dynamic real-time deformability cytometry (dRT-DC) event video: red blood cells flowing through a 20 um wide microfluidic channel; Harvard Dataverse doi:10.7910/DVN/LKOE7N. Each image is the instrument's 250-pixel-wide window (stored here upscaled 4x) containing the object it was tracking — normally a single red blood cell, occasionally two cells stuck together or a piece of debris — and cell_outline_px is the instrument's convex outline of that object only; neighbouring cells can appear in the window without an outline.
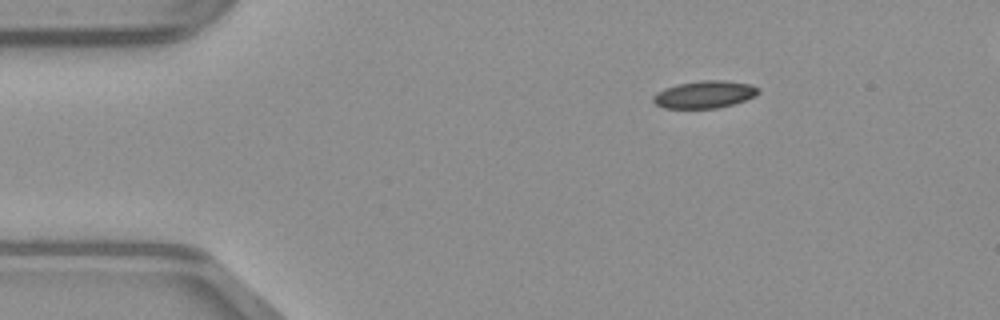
{"species": "common noctule bat (a hibernating species)", "species_latin": "Nyctalus noctula", "temperature_condition": "warm", "stored_images_in_passage": 43, "camera_frame_rate_fps": 3000, "um_per_image_px": 0.085, "animal": {"sex": "male", "body_mass_g": 23.1, "forearm_length_mm": 52.7}, "frame": {"image": 1, "passage_image": 1, "time_ms": 0.0, "image_size_px": [1000, 320], "cell_outline_px": [[760, 92], [756, 96], [732, 104], [716, 108], [664, 108], [656, 104], [652, 100], [652, 96], [656, 92], [664, 88], [676, 84], [700, 80], [724, 80], [752, 84], [760, 88]], "centroid_in_image_um": [59.89, 8.01], "position_along_channel_um": 25.1, "area_um2": 16.94}}
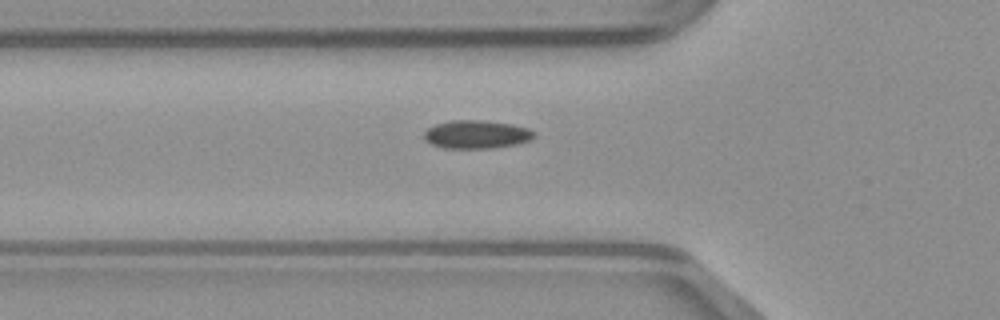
{"frame": {"image": 2, "passage_image": 10, "time_ms": 3.0, "image_size_px": [1000, 320], "cell_outline_px": [[536, 136], [532, 140], [516, 144], [492, 148], [444, 148], [432, 144], [424, 140], [424, 132], [428, 128], [436, 124], [452, 120], [484, 120], [512, 124], [528, 128], [536, 132]], "centroid_in_image_um": [40.53, 11.42], "position_along_channel_um": 85.3, "area_um2": 18.26}}
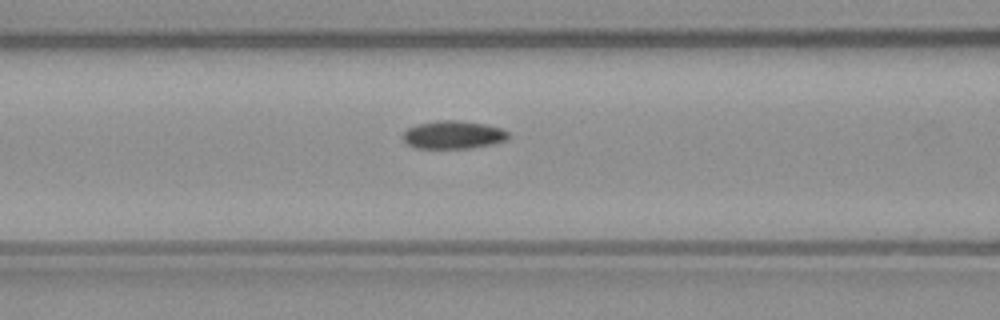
{"frame": {"image": 3, "passage_image": 13, "time_ms": 4.0, "image_size_px": [1000, 320], "cell_outline_px": [[508, 140], [492, 144], [468, 148], [416, 148], [408, 144], [404, 140], [404, 132], [408, 128], [416, 124], [436, 120], [456, 120], [484, 124], [500, 128], [508, 132]], "centroid_in_image_um": [38.52, 11.45], "position_along_channel_um": 128.1, "area_um2": 17.11}}